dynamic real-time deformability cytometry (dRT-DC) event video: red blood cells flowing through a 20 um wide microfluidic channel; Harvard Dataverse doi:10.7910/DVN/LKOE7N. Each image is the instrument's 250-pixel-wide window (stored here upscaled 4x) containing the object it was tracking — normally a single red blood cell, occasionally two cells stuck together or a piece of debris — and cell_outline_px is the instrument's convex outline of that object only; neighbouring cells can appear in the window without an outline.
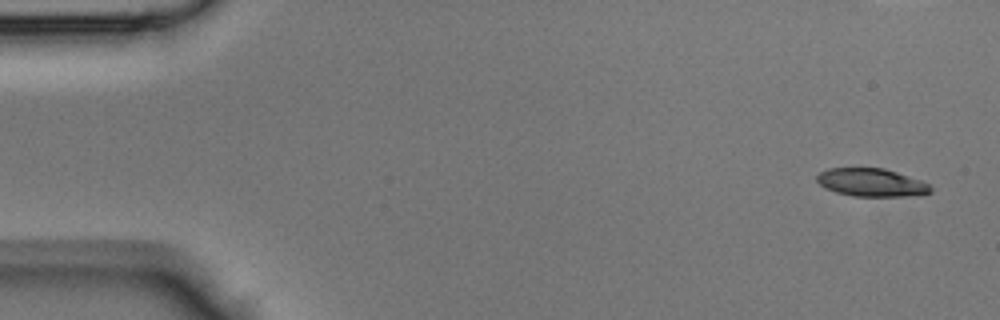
{"species": "Egyptian fruit bat (a non-hibernating species)", "species_latin": "Rousettus aegyptiacus", "temperature_condition": "room temperature", "stored_images_in_passage": 44, "camera_frame_rate_fps": 3000, "um_per_image_px": 0.085, "animal": {"sex": "male"}, "frame": {"image": 1, "passage_image": 1, "time_ms": 0.0, "image_size_px": [1000, 320], "cell_outline_px": [[932, 192], [924, 196], [852, 196], [836, 192], [824, 188], [816, 180], [816, 176], [820, 172], [828, 168], [884, 168], [920, 180], [928, 184], [932, 188]], "centroid_in_image_um": [74.09, 15.52], "position_along_channel_um": 10.9, "area_um2": 18.73}}
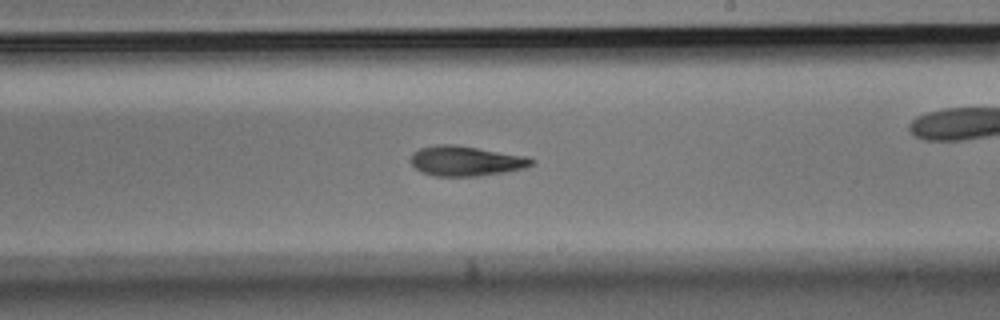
{"frame": {"image": 2, "passage_image": 25, "time_ms": 8.0, "image_size_px": [1000, 320], "cell_outline_px": [[536, 160], [532, 164], [524, 168], [504, 172], [476, 176], [436, 176], [420, 172], [408, 160], [412, 152], [420, 148], [436, 144], [456, 144], [528, 156]], "centroid_in_image_um": [39.57, 13.67], "position_along_channel_um": 249.4, "area_um2": 21.39}}
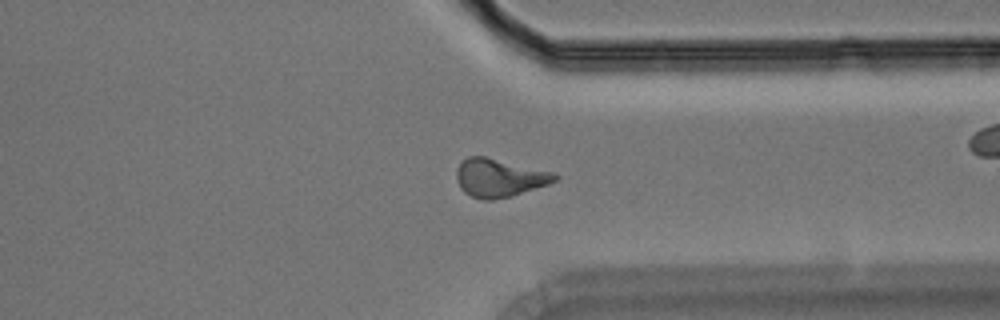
{"frame": {"image": 3, "passage_image": 33, "time_ms": 10.667, "image_size_px": [1000, 320], "cell_outline_px": [[560, 176], [556, 180], [548, 184], [512, 196], [492, 200], [480, 200], [464, 192], [460, 188], [456, 180], [456, 168], [460, 160], [468, 156], [484, 156], [552, 172]], "centroid_in_image_um": [42.38, 15.12], "position_along_channel_um": 369.0, "area_um2": 21.96}}